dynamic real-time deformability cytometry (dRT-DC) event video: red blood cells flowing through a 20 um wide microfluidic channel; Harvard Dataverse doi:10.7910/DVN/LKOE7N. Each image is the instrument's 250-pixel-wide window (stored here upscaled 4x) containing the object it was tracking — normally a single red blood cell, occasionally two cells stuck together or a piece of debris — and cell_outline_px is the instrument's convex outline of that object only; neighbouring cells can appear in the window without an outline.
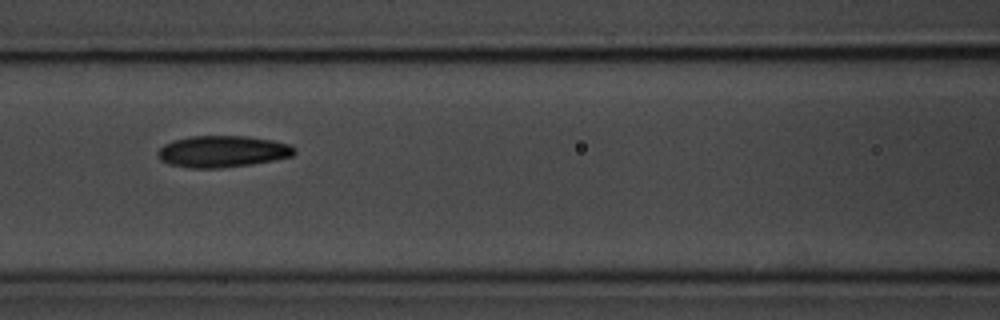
{"species": "common noctule bat (a hibernating species)", "species_latin": "Nyctalus noctula", "temperature_condition": "room temperature", "stored_images_in_passage": 8, "camera_frame_rate_fps": 3000, "um_per_image_px": 0.085, "animal": {"sex": "male", "body_mass_g": 20.1, "forearm_length_mm": 53.5}, "frame": {"image": 1, "passage_image": 4, "time_ms": 1.0, "image_size_px": [1000, 320], "cell_outline_px": [[296, 152], [292, 156], [252, 164], [220, 168], [188, 168], [168, 164], [160, 160], [156, 152], [164, 144], [172, 140], [188, 136], [244, 136], [272, 140], [292, 144], [296, 148]], "centroid_in_image_um": [18.89, 12.87], "position_along_channel_um": 147.7, "area_um2": 25.37}}
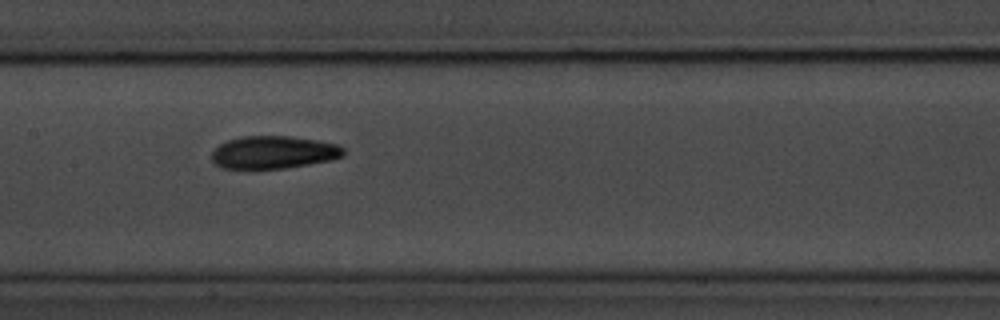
{"frame": {"image": 2, "passage_image": 5, "time_ms": 1.333, "image_size_px": [1000, 320], "cell_outline_px": [[344, 156], [332, 160], [284, 168], [248, 172], [224, 168], [216, 164], [212, 160], [212, 152], [220, 144], [228, 140], [244, 136], [288, 136], [316, 140], [336, 144], [344, 148]], "centroid_in_image_um": [23.21, 12.99], "position_along_channel_um": 184.2, "area_um2": 25.72}}
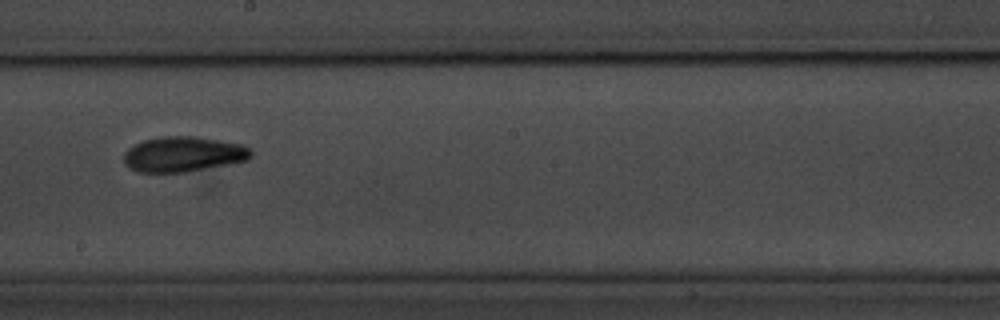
{"frame": {"image": 3, "passage_image": 6, "time_ms": 1.667, "image_size_px": [1000, 320], "cell_outline_px": [[252, 156], [248, 160], [228, 164], [184, 172], [140, 172], [128, 168], [124, 164], [124, 152], [128, 148], [144, 140], [160, 136], [192, 136], [244, 144], [252, 148]], "centroid_in_image_um": [15.59, 13.1], "position_along_channel_um": 232.6, "area_um2": 26.18}}